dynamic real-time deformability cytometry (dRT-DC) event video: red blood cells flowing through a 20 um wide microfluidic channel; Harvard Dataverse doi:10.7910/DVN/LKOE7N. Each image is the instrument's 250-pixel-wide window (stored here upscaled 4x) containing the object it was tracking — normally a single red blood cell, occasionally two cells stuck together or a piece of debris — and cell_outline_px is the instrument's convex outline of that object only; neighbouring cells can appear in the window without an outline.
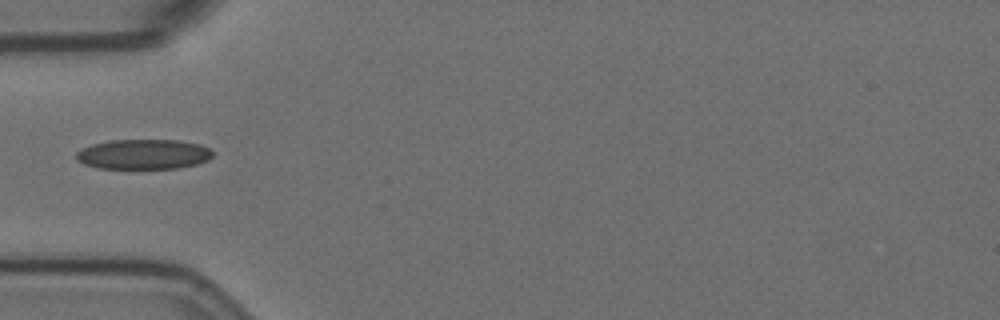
{"species": "Egyptian fruit bat (a non-hibernating species)", "species_latin": "Rousettus aegyptiacus", "temperature_condition": "room temperature", "stored_images_in_passage": 6, "camera_frame_rate_fps": 3000, "um_per_image_px": 0.085, "animal": {"sex": "female"}, "frame": {"image": 1, "passage_image": 1, "time_ms": 0.0, "image_size_px": [1000, 320], "cell_outline_px": [[212, 156], [208, 160], [196, 164], [180, 168], [96, 168], [84, 164], [76, 160], [76, 152], [92, 144], [108, 140], [176, 140], [200, 144], [208, 148], [212, 152]], "centroid_in_image_um": [12.18, 13.11], "position_along_channel_um": 72.8, "area_um2": 23.81}}
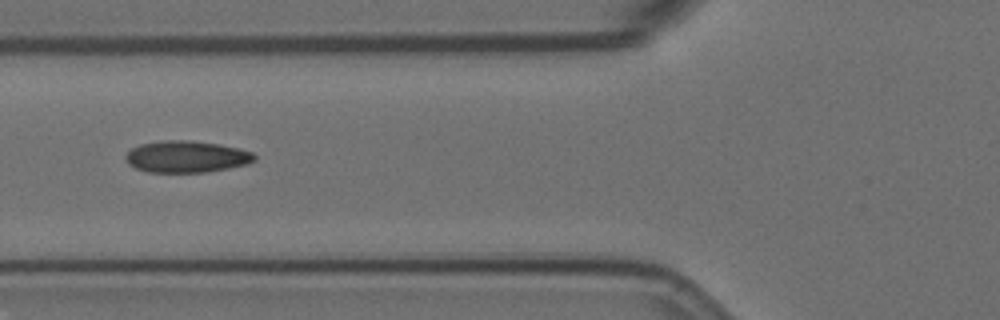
{"frame": {"image": 2, "passage_image": 4, "time_ms": 1.0, "image_size_px": [1000, 320], "cell_outline_px": [[256, 160], [248, 164], [208, 172], [148, 172], [136, 168], [128, 164], [124, 156], [132, 148], [140, 144], [160, 140], [188, 140], [220, 144], [240, 148], [252, 152], [256, 156]], "centroid_in_image_um": [15.86, 13.31], "position_along_channel_um": 109.9, "area_um2": 23.99}}